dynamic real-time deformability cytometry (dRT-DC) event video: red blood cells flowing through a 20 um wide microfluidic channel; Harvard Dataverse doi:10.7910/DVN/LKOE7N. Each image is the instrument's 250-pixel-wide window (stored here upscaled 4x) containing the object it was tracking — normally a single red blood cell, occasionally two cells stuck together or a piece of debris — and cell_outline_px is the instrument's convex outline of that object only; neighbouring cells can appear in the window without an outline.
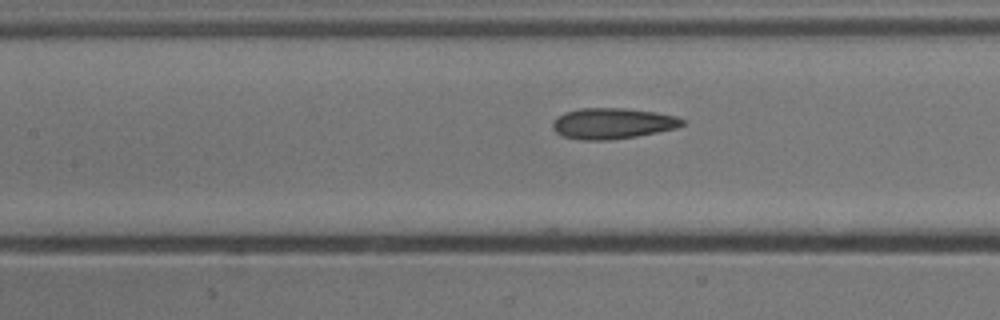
{"species": "common noctule bat (a hibernating species)", "species_latin": "Nyctalus noctula", "temperature_condition": "cold", "stored_images_in_passage": 15, "camera_frame_rate_fps": 3000, "um_per_image_px": 0.085, "animal": {"sex": "male", "body_mass_g": 13.3}, "frame": {"image": 1, "passage_image": 13, "time_ms": 4.0, "image_size_px": [1000, 320], "cell_outline_px": [[684, 124], [676, 128], [636, 136], [608, 140], [584, 140], [564, 136], [556, 132], [552, 128], [552, 124], [556, 116], [564, 112], [580, 108], [624, 108], [656, 112], [676, 116], [684, 120]], "centroid_in_image_um": [52.04, 10.48], "position_along_channel_um": 155.4, "area_um2": 23.24}}